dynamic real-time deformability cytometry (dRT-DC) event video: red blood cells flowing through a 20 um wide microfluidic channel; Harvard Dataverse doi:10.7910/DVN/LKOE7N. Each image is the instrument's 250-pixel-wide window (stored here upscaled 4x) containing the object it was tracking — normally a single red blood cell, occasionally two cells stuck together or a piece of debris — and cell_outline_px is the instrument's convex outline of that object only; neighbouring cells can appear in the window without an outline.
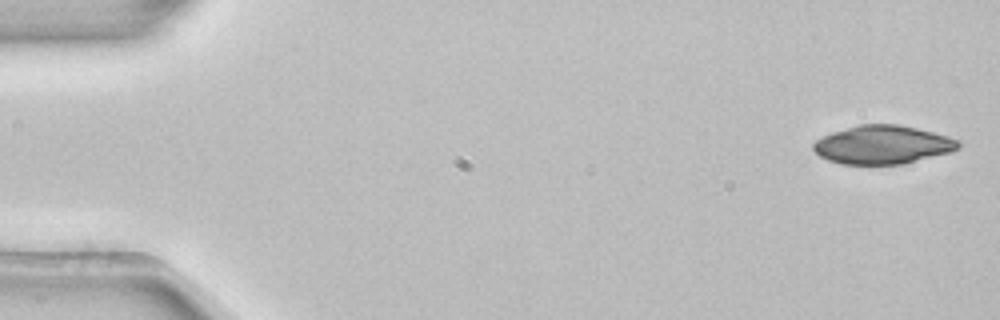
{"species": "common noctule bat (a hibernating species)", "species_latin": "Nyctalus noctula", "temperature_condition": "room temperature", "stored_images_in_passage": 4, "camera_frame_rate_fps": 3000, "um_per_image_px": 0.085, "animal": {"sex": "female", "body_mass_g": 22.7, "forearm_length_mm": 54.2}, "frame": {"image": 1, "passage_image": 1, "time_ms": 0.0, "image_size_px": [1000, 320], "cell_outline_px": [[960, 148], [948, 152], [900, 164], [840, 164], [828, 160], [820, 156], [812, 148], [812, 144], [816, 140], [832, 132], [860, 124], [900, 124], [948, 136], [960, 140]], "centroid_in_image_um": [75.0, 12.29], "position_along_channel_um": 10.0, "area_um2": 32.25}}